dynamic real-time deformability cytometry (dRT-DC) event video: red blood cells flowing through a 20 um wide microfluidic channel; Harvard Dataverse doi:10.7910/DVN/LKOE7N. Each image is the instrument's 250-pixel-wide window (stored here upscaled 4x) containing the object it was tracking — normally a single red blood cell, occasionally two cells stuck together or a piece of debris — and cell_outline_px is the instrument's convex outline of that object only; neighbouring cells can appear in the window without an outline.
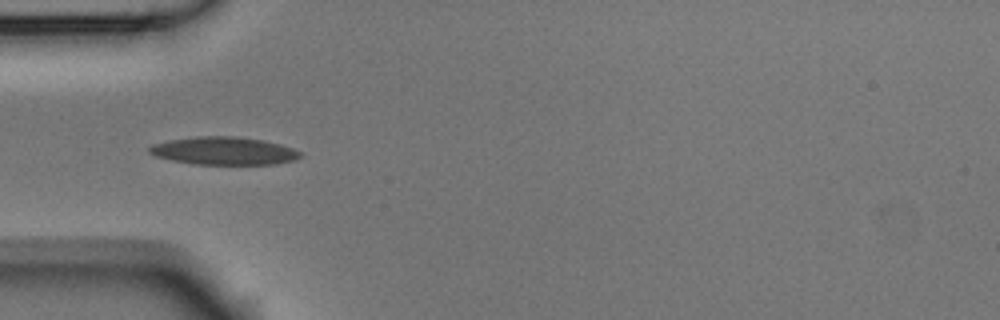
{"species": "Egyptian fruit bat (a non-hibernating species)", "species_latin": "Rousettus aegyptiacus", "temperature_condition": "room temperature", "stored_images_in_passage": 5, "camera_frame_rate_fps": 3000, "um_per_image_px": 0.085, "animal": {"sex": "male"}, "frame": {"image": 1, "passage_image": 4, "time_ms": 1.0, "image_size_px": [1000, 320], "cell_outline_px": [[304, 156], [296, 160], [276, 164], [192, 164], [172, 160], [156, 156], [148, 152], [148, 148], [152, 144], [168, 140], [196, 136], [236, 136], [264, 140], [280, 144], [292, 148], [300, 152]], "centroid_in_image_um": [19.04, 12.82], "position_along_channel_um": 66.0, "area_um2": 24.68}}
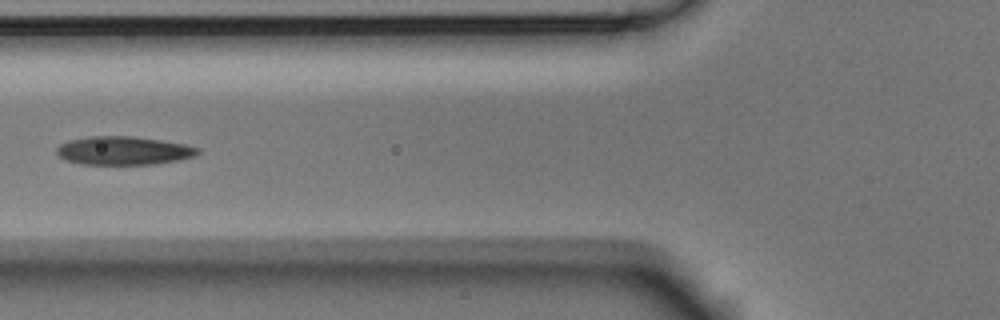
{"frame": {"image": 2, "passage_image": 5, "time_ms": 1.333, "image_size_px": [1000, 320], "cell_outline_px": [[200, 152], [196, 156], [180, 160], [156, 164], [80, 164], [64, 160], [56, 152], [56, 148], [60, 144], [68, 140], [88, 136], [132, 136], [160, 140], [184, 144], [200, 148]], "centroid_in_image_um": [10.5, 12.8], "position_along_channel_um": 115.3, "area_um2": 23.58}}